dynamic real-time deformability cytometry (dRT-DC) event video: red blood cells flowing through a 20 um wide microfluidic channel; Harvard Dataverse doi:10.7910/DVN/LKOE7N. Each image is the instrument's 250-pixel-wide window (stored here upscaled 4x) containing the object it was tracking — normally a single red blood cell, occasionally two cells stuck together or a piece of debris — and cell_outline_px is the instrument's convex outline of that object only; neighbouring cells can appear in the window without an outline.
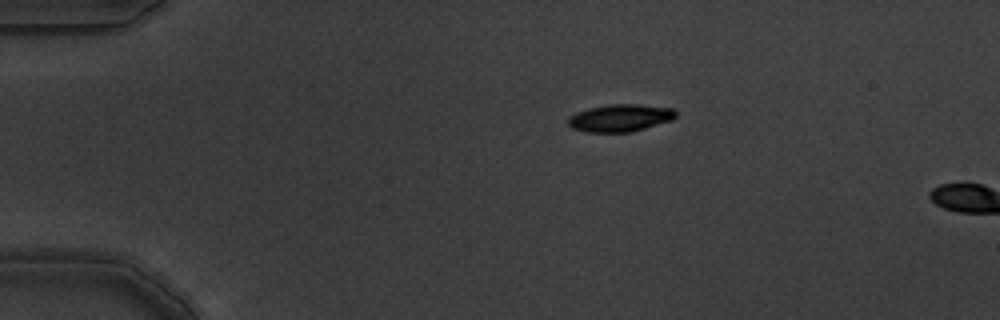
{"species": "common noctule bat (a hibernating species)", "species_latin": "Nyctalus noctula", "temperature_condition": "warm", "stored_images_in_passage": 2, "camera_frame_rate_fps": 3000, "um_per_image_px": 0.085, "animal": {"sex": "male", "body_mass_g": 19.5, "forearm_length_mm": 54.6}, "frame": {"image": 1, "passage_image": 1, "time_ms": 0.0, "image_size_px": [1000, 320], "cell_outline_px": [[676, 116], [672, 120], [632, 132], [588, 132], [572, 128], [568, 124], [568, 116], [576, 112], [588, 108], [612, 104], [636, 104], [672, 108], [676, 112]], "centroid_in_image_um": [52.7, 10.02], "position_along_channel_um": 32.3, "area_um2": 17.17}}